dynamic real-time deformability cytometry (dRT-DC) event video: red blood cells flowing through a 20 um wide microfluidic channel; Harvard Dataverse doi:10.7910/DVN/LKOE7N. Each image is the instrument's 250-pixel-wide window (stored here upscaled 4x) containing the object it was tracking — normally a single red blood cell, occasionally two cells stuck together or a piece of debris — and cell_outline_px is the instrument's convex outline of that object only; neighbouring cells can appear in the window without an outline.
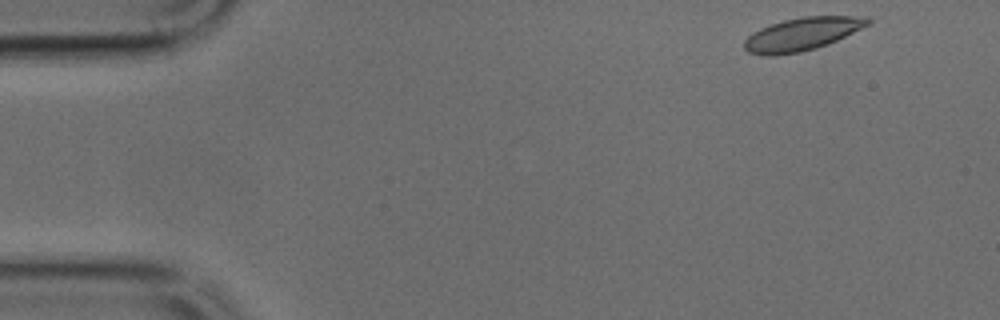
{"species": "common noctule bat (a hibernating species)", "species_latin": "Nyctalus noctula", "temperature_condition": "cold", "stored_images_in_passage": 44, "camera_frame_rate_fps": 3000, "um_per_image_px": 0.085, "animal": {"sex": "male", "body_mass_g": 17.9, "forearm_length_mm": 54.2}, "frame": {"image": 1, "passage_image": 1, "time_ms": 0.0, "image_size_px": [1000, 320], "cell_outline_px": [[872, 24], [828, 44], [816, 48], [800, 52], [776, 56], [768, 56], [748, 52], [744, 48], [744, 40], [752, 32], [760, 28], [784, 20], [804, 16], [872, 16]], "centroid_in_image_um": [68.22, 2.89], "position_along_channel_um": 16.8, "area_um2": 23.99}}
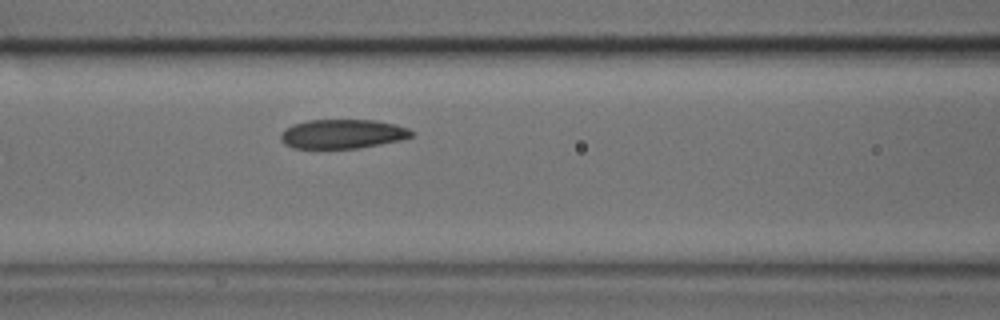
{"frame": {"image": 2, "passage_image": 17, "time_ms": 5.333, "image_size_px": [1000, 320], "cell_outline_px": [[412, 136], [404, 140], [360, 148], [292, 148], [284, 144], [280, 140], [280, 136], [284, 128], [292, 124], [308, 120], [376, 120], [396, 124], [408, 128], [412, 132]], "centroid_in_image_um": [29.11, 11.38], "position_along_channel_um": 137.5, "area_um2": 22.54}}
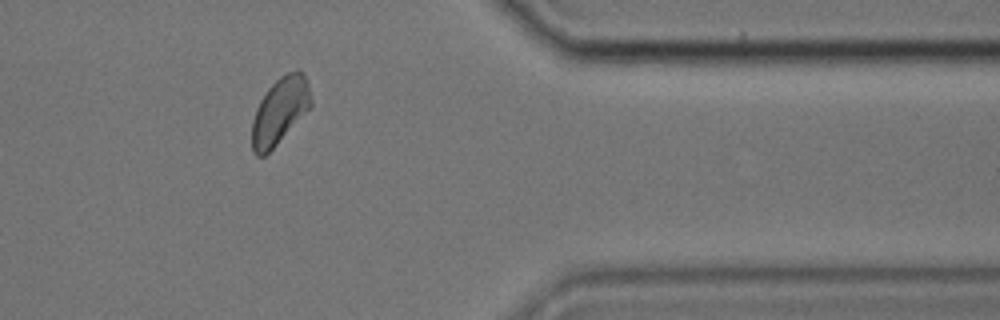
{"frame": {"image": 3, "passage_image": 37, "time_ms": 12.0, "image_size_px": [1000, 320], "cell_outline_px": [[312, 104], [276, 144], [264, 156], [256, 156], [252, 152], [252, 120], [256, 108], [260, 100], [268, 88], [280, 76], [296, 68], [300, 68], [308, 80], [312, 100]], "centroid_in_image_um": [23.78, 9.37], "position_along_channel_um": 387.6, "area_um2": 22.72}}